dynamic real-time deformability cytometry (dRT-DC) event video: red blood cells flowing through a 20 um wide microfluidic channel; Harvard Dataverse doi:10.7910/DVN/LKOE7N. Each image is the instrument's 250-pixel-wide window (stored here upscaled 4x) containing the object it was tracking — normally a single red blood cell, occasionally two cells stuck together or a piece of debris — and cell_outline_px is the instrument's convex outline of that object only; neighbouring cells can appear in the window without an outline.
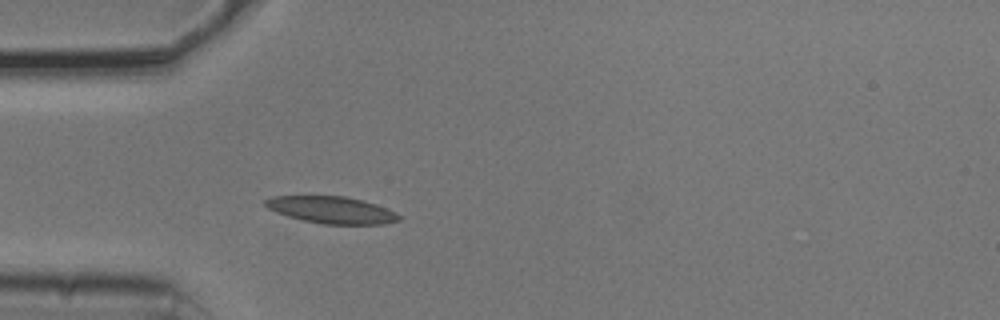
{"species": "common noctule bat (a hibernating species)", "species_latin": "Nyctalus noctula", "temperature_condition": "cold", "stored_images_in_passage": 39, "camera_frame_rate_fps": 3000, "um_per_image_px": 0.085, "animal": {"sex": "male", "body_mass_g": 20.5, "forearm_length_mm": 52.5}, "frame": {"image": 1, "passage_image": 1, "time_ms": 0.0, "image_size_px": [1000, 320], "cell_outline_px": [[404, 216], [400, 220], [384, 224], [324, 224], [304, 220], [288, 216], [276, 212], [268, 208], [264, 204], [264, 200], [272, 196], [344, 196], [376, 204], [396, 212]], "centroid_in_image_um": [28.21, 17.84], "position_along_channel_um": 56.8, "area_um2": 20.92}}
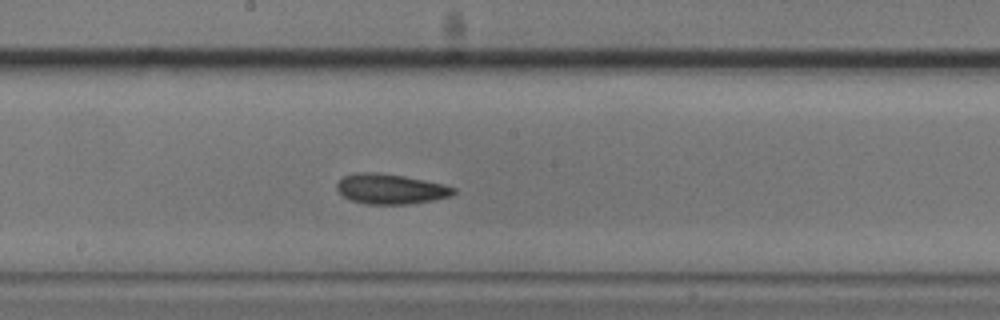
{"frame": {"image": 2, "passage_image": 14, "time_ms": 4.333, "image_size_px": [1000, 320], "cell_outline_px": [[456, 192], [452, 196], [432, 200], [408, 204], [364, 204], [352, 200], [344, 196], [336, 188], [336, 184], [344, 176], [360, 172], [372, 172], [404, 176], [444, 184], [456, 188]], "centroid_in_image_um": [33.22, 16.06], "position_along_channel_um": 215.0, "area_um2": 20.35}}
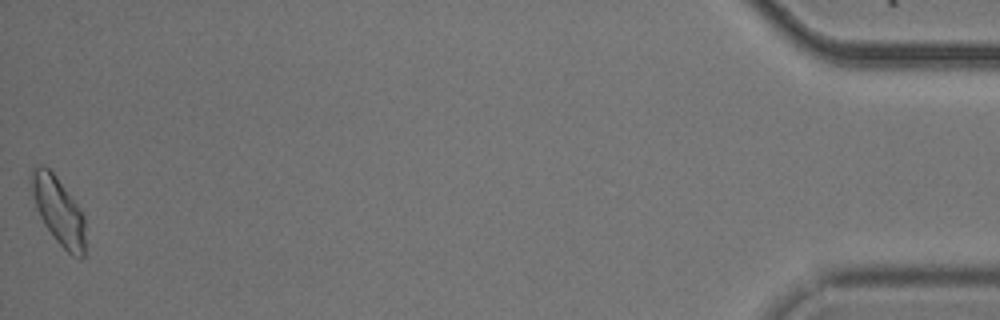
{"frame": {"image": 3, "passage_image": 39, "time_ms": 12.667, "image_size_px": [1000, 320], "cell_outline_px": [[84, 256], [80, 260], [72, 256], [56, 240], [44, 224], [36, 208], [32, 196], [28, 180], [28, 176], [32, 168], [36, 164], [44, 164], [56, 176], [80, 208], [84, 216]], "centroid_in_image_um": [4.92, 17.85], "position_along_channel_um": 430.3, "area_um2": 21.5}, "authors_computed_cell_mechanics": {"area_um2": 19.941, "velocity_mm_per_s": 3.7418, "shape_relaxation_time_tau1_ms": 3.4902, "shape_relaxation_time_tau2_ms": 2.3988, "deformation_change_tau1": 0.1017, "deformation_change_tau2": 0.0812}}